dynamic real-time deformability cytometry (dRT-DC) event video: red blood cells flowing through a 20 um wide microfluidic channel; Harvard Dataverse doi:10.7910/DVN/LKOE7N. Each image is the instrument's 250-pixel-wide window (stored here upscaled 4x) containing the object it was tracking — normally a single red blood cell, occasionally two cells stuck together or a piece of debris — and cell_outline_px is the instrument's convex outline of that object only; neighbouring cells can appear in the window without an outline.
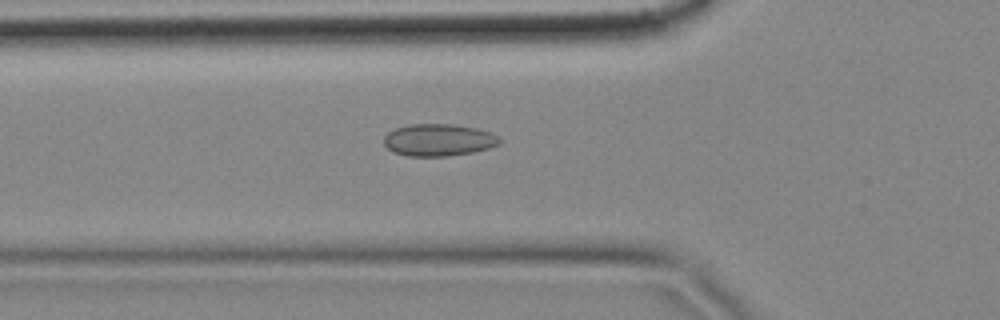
{"species": "common noctule bat (a hibernating species)", "species_latin": "Nyctalus noctula", "temperature_condition": "cold", "stored_images_in_passage": 57, "camera_frame_rate_fps": 3000, "um_per_image_px": 0.085, "animal": {"sex": "female", "body_mass_g": 18.4}, "frame": {"image": 1, "passage_image": 19, "time_ms": 6.0, "image_size_px": [1000, 320], "cell_outline_px": [[500, 144], [488, 148], [472, 152], [448, 156], [408, 156], [396, 152], [388, 148], [384, 144], [384, 136], [388, 132], [396, 128], [408, 124], [452, 124], [476, 128], [492, 132], [500, 136]], "centroid_in_image_um": [37.3, 11.89], "position_along_channel_um": 88.5, "area_um2": 21.68}}
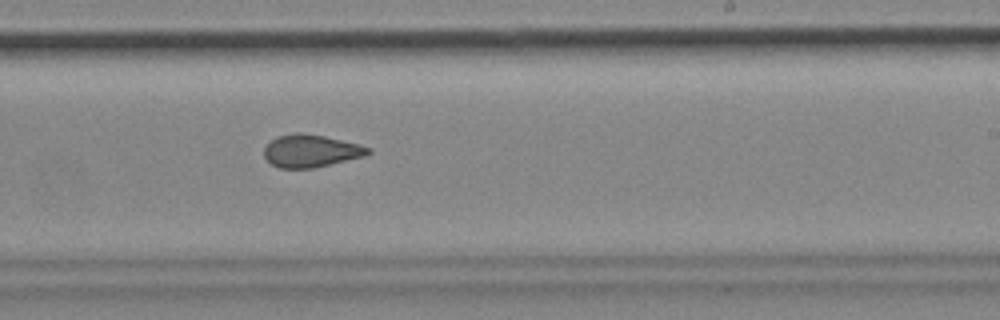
{"frame": {"image": 2, "passage_image": 34, "time_ms": 11.0, "image_size_px": [1000, 320], "cell_outline_px": [[372, 152], [364, 156], [312, 168], [280, 168], [272, 164], [264, 156], [264, 148], [276, 136], [296, 132], [300, 132], [324, 136], [360, 144], [372, 148]], "centroid_in_image_um": [26.43, 12.81], "position_along_channel_um": 262.6, "area_um2": 19.65}}
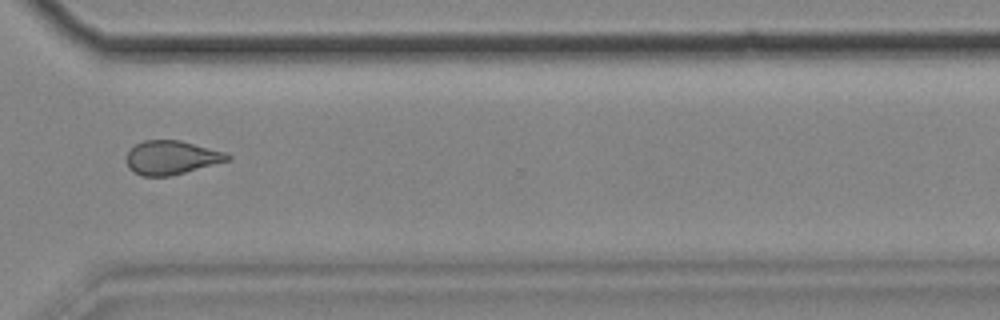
{"frame": {"image": 3, "passage_image": 42, "time_ms": 13.667, "image_size_px": [1000, 320], "cell_outline_px": [[232, 160], [168, 176], [140, 176], [128, 168], [128, 152], [136, 144], [144, 140], [180, 140], [224, 152], [232, 156]], "centroid_in_image_um": [14.59, 13.39], "position_along_channel_um": 356.0, "area_um2": 19.71}, "authors_computed_cell_mechanics": {"area_um2": 20.3456, "velocity_mm_per_s": 3.4868, "shape_relaxation_time_tau1_ms": null, "shape_relaxation_time_tau2_ms": 2.4416, "deformation_change_tau1": null, "deformation_change_tau2": 0.0791}}